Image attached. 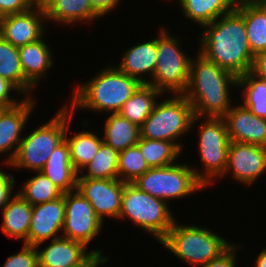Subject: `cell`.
<instances>
[{"instance_id": "32", "label": "cell", "mask_w": 266, "mask_h": 267, "mask_svg": "<svg viewBox=\"0 0 266 267\" xmlns=\"http://www.w3.org/2000/svg\"><path fill=\"white\" fill-rule=\"evenodd\" d=\"M118 158L119 152L103 143L91 162L84 167L87 168V174L78 178L118 179Z\"/></svg>"}, {"instance_id": "35", "label": "cell", "mask_w": 266, "mask_h": 267, "mask_svg": "<svg viewBox=\"0 0 266 267\" xmlns=\"http://www.w3.org/2000/svg\"><path fill=\"white\" fill-rule=\"evenodd\" d=\"M3 267H39L36 247L24 243L21 251L9 256Z\"/></svg>"}, {"instance_id": "18", "label": "cell", "mask_w": 266, "mask_h": 267, "mask_svg": "<svg viewBox=\"0 0 266 267\" xmlns=\"http://www.w3.org/2000/svg\"><path fill=\"white\" fill-rule=\"evenodd\" d=\"M78 241L59 237L43 250L37 249L39 267H72L81 264L91 253Z\"/></svg>"}, {"instance_id": "20", "label": "cell", "mask_w": 266, "mask_h": 267, "mask_svg": "<svg viewBox=\"0 0 266 267\" xmlns=\"http://www.w3.org/2000/svg\"><path fill=\"white\" fill-rule=\"evenodd\" d=\"M41 172L63 193L76 190L78 172L70 159V147L66 139L49 156Z\"/></svg>"}, {"instance_id": "7", "label": "cell", "mask_w": 266, "mask_h": 267, "mask_svg": "<svg viewBox=\"0 0 266 267\" xmlns=\"http://www.w3.org/2000/svg\"><path fill=\"white\" fill-rule=\"evenodd\" d=\"M199 117L194 115L192 105L183 94H177L160 104H155L149 117L140 126V137L173 142L191 128Z\"/></svg>"}, {"instance_id": "5", "label": "cell", "mask_w": 266, "mask_h": 267, "mask_svg": "<svg viewBox=\"0 0 266 267\" xmlns=\"http://www.w3.org/2000/svg\"><path fill=\"white\" fill-rule=\"evenodd\" d=\"M72 114V110L65 106L49 123L23 137L16 156L9 165L17 169L24 167L41 171L54 149L65 140L67 124L70 123Z\"/></svg>"}, {"instance_id": "12", "label": "cell", "mask_w": 266, "mask_h": 267, "mask_svg": "<svg viewBox=\"0 0 266 267\" xmlns=\"http://www.w3.org/2000/svg\"><path fill=\"white\" fill-rule=\"evenodd\" d=\"M125 182L119 179L77 178L76 190L82 194L102 220L104 216L119 218Z\"/></svg>"}, {"instance_id": "43", "label": "cell", "mask_w": 266, "mask_h": 267, "mask_svg": "<svg viewBox=\"0 0 266 267\" xmlns=\"http://www.w3.org/2000/svg\"><path fill=\"white\" fill-rule=\"evenodd\" d=\"M55 0H33L34 7L46 10Z\"/></svg>"}, {"instance_id": "2", "label": "cell", "mask_w": 266, "mask_h": 267, "mask_svg": "<svg viewBox=\"0 0 266 267\" xmlns=\"http://www.w3.org/2000/svg\"><path fill=\"white\" fill-rule=\"evenodd\" d=\"M191 59L189 80L183 94L197 117L223 118L231 109L229 86H237L238 78L202 54Z\"/></svg>"}, {"instance_id": "42", "label": "cell", "mask_w": 266, "mask_h": 267, "mask_svg": "<svg viewBox=\"0 0 266 267\" xmlns=\"http://www.w3.org/2000/svg\"><path fill=\"white\" fill-rule=\"evenodd\" d=\"M109 259L104 258L101 250H94L92 253L79 265L72 267H98L101 263L107 262Z\"/></svg>"}, {"instance_id": "37", "label": "cell", "mask_w": 266, "mask_h": 267, "mask_svg": "<svg viewBox=\"0 0 266 267\" xmlns=\"http://www.w3.org/2000/svg\"><path fill=\"white\" fill-rule=\"evenodd\" d=\"M235 245H230L224 252L218 257L210 260L208 263L200 267H235L236 263V251Z\"/></svg>"}, {"instance_id": "27", "label": "cell", "mask_w": 266, "mask_h": 267, "mask_svg": "<svg viewBox=\"0 0 266 267\" xmlns=\"http://www.w3.org/2000/svg\"><path fill=\"white\" fill-rule=\"evenodd\" d=\"M0 76L11 82L20 93L28 92L34 86L24 77L18 47L8 43L0 36Z\"/></svg>"}, {"instance_id": "34", "label": "cell", "mask_w": 266, "mask_h": 267, "mask_svg": "<svg viewBox=\"0 0 266 267\" xmlns=\"http://www.w3.org/2000/svg\"><path fill=\"white\" fill-rule=\"evenodd\" d=\"M149 169L150 167L140 152L138 145L119 152L118 179L120 181L132 183Z\"/></svg>"}, {"instance_id": "38", "label": "cell", "mask_w": 266, "mask_h": 267, "mask_svg": "<svg viewBox=\"0 0 266 267\" xmlns=\"http://www.w3.org/2000/svg\"><path fill=\"white\" fill-rule=\"evenodd\" d=\"M14 177L12 174L0 170V208H4L11 200V190L14 186Z\"/></svg>"}, {"instance_id": "15", "label": "cell", "mask_w": 266, "mask_h": 267, "mask_svg": "<svg viewBox=\"0 0 266 267\" xmlns=\"http://www.w3.org/2000/svg\"><path fill=\"white\" fill-rule=\"evenodd\" d=\"M41 17L46 20L45 11L34 6L23 13L0 17V36L16 47L36 42L44 34Z\"/></svg>"}, {"instance_id": "44", "label": "cell", "mask_w": 266, "mask_h": 267, "mask_svg": "<svg viewBox=\"0 0 266 267\" xmlns=\"http://www.w3.org/2000/svg\"><path fill=\"white\" fill-rule=\"evenodd\" d=\"M255 267H266V249L258 255Z\"/></svg>"}, {"instance_id": "17", "label": "cell", "mask_w": 266, "mask_h": 267, "mask_svg": "<svg viewBox=\"0 0 266 267\" xmlns=\"http://www.w3.org/2000/svg\"><path fill=\"white\" fill-rule=\"evenodd\" d=\"M35 101L31 97L20 100L19 104L10 108H3L0 112V154L14 148L5 159L7 166L13 161L22 140L20 134L27 123V119L34 109ZM16 145V146H14Z\"/></svg>"}, {"instance_id": "40", "label": "cell", "mask_w": 266, "mask_h": 267, "mask_svg": "<svg viewBox=\"0 0 266 267\" xmlns=\"http://www.w3.org/2000/svg\"><path fill=\"white\" fill-rule=\"evenodd\" d=\"M251 73L257 78L266 81V51L254 56Z\"/></svg>"}, {"instance_id": "10", "label": "cell", "mask_w": 266, "mask_h": 267, "mask_svg": "<svg viewBox=\"0 0 266 267\" xmlns=\"http://www.w3.org/2000/svg\"><path fill=\"white\" fill-rule=\"evenodd\" d=\"M199 129V153L206 169L204 186H208L212 178L224 174L230 139L224 118L207 117Z\"/></svg>"}, {"instance_id": "22", "label": "cell", "mask_w": 266, "mask_h": 267, "mask_svg": "<svg viewBox=\"0 0 266 267\" xmlns=\"http://www.w3.org/2000/svg\"><path fill=\"white\" fill-rule=\"evenodd\" d=\"M45 43L41 38L36 42L18 47L24 77L34 87L54 62L49 46Z\"/></svg>"}, {"instance_id": "8", "label": "cell", "mask_w": 266, "mask_h": 267, "mask_svg": "<svg viewBox=\"0 0 266 267\" xmlns=\"http://www.w3.org/2000/svg\"><path fill=\"white\" fill-rule=\"evenodd\" d=\"M139 190L168 202L205 188L204 174L187 164L154 167L132 182Z\"/></svg>"}, {"instance_id": "13", "label": "cell", "mask_w": 266, "mask_h": 267, "mask_svg": "<svg viewBox=\"0 0 266 267\" xmlns=\"http://www.w3.org/2000/svg\"><path fill=\"white\" fill-rule=\"evenodd\" d=\"M237 181L252 184L266 171V147L230 141L227 166Z\"/></svg>"}, {"instance_id": "26", "label": "cell", "mask_w": 266, "mask_h": 267, "mask_svg": "<svg viewBox=\"0 0 266 267\" xmlns=\"http://www.w3.org/2000/svg\"><path fill=\"white\" fill-rule=\"evenodd\" d=\"M162 93L149 84H141L118 112L139 127L149 117Z\"/></svg>"}, {"instance_id": "45", "label": "cell", "mask_w": 266, "mask_h": 267, "mask_svg": "<svg viewBox=\"0 0 266 267\" xmlns=\"http://www.w3.org/2000/svg\"><path fill=\"white\" fill-rule=\"evenodd\" d=\"M263 3H264V5L266 6V0H261Z\"/></svg>"}, {"instance_id": "14", "label": "cell", "mask_w": 266, "mask_h": 267, "mask_svg": "<svg viewBox=\"0 0 266 267\" xmlns=\"http://www.w3.org/2000/svg\"><path fill=\"white\" fill-rule=\"evenodd\" d=\"M65 221V193L60 198L32 206V216L27 244L39 245L62 236H55L63 229Z\"/></svg>"}, {"instance_id": "41", "label": "cell", "mask_w": 266, "mask_h": 267, "mask_svg": "<svg viewBox=\"0 0 266 267\" xmlns=\"http://www.w3.org/2000/svg\"><path fill=\"white\" fill-rule=\"evenodd\" d=\"M120 0H89L94 11L102 17L117 6Z\"/></svg>"}, {"instance_id": "31", "label": "cell", "mask_w": 266, "mask_h": 267, "mask_svg": "<svg viewBox=\"0 0 266 267\" xmlns=\"http://www.w3.org/2000/svg\"><path fill=\"white\" fill-rule=\"evenodd\" d=\"M137 145L150 168L174 164L181 151L173 142L164 140L140 137Z\"/></svg>"}, {"instance_id": "21", "label": "cell", "mask_w": 266, "mask_h": 267, "mask_svg": "<svg viewBox=\"0 0 266 267\" xmlns=\"http://www.w3.org/2000/svg\"><path fill=\"white\" fill-rule=\"evenodd\" d=\"M157 62V38L140 43L128 49L123 55L118 69L129 77L137 79L142 84H148L141 75L150 72L153 78Z\"/></svg>"}, {"instance_id": "29", "label": "cell", "mask_w": 266, "mask_h": 267, "mask_svg": "<svg viewBox=\"0 0 266 267\" xmlns=\"http://www.w3.org/2000/svg\"><path fill=\"white\" fill-rule=\"evenodd\" d=\"M68 130L69 123L67 124L65 139L70 147L71 163L79 173L81 172L80 170H84V167L91 162L104 142L94 132L87 131L76 133V135L69 139L67 138Z\"/></svg>"}, {"instance_id": "3", "label": "cell", "mask_w": 266, "mask_h": 267, "mask_svg": "<svg viewBox=\"0 0 266 267\" xmlns=\"http://www.w3.org/2000/svg\"><path fill=\"white\" fill-rule=\"evenodd\" d=\"M101 72V73H100ZM95 78L80 85L72 96V112L77 108L94 111H110L118 113L123 104L142 84L137 79L129 77L117 67H109L100 71Z\"/></svg>"}, {"instance_id": "36", "label": "cell", "mask_w": 266, "mask_h": 267, "mask_svg": "<svg viewBox=\"0 0 266 267\" xmlns=\"http://www.w3.org/2000/svg\"><path fill=\"white\" fill-rule=\"evenodd\" d=\"M33 0H0V17L30 10Z\"/></svg>"}, {"instance_id": "23", "label": "cell", "mask_w": 266, "mask_h": 267, "mask_svg": "<svg viewBox=\"0 0 266 267\" xmlns=\"http://www.w3.org/2000/svg\"><path fill=\"white\" fill-rule=\"evenodd\" d=\"M2 216V232L14 239H24V243L27 244L32 216V205L17 193L2 209Z\"/></svg>"}, {"instance_id": "4", "label": "cell", "mask_w": 266, "mask_h": 267, "mask_svg": "<svg viewBox=\"0 0 266 267\" xmlns=\"http://www.w3.org/2000/svg\"><path fill=\"white\" fill-rule=\"evenodd\" d=\"M178 259L198 267L218 257L231 244L208 229L194 225H179L176 220L160 241Z\"/></svg>"}, {"instance_id": "16", "label": "cell", "mask_w": 266, "mask_h": 267, "mask_svg": "<svg viewBox=\"0 0 266 267\" xmlns=\"http://www.w3.org/2000/svg\"><path fill=\"white\" fill-rule=\"evenodd\" d=\"M223 118L230 141L266 147V119L243 105L231 107Z\"/></svg>"}, {"instance_id": "11", "label": "cell", "mask_w": 266, "mask_h": 267, "mask_svg": "<svg viewBox=\"0 0 266 267\" xmlns=\"http://www.w3.org/2000/svg\"><path fill=\"white\" fill-rule=\"evenodd\" d=\"M103 221L87 199L74 190L65 193L64 238L83 243L86 247L102 229Z\"/></svg>"}, {"instance_id": "24", "label": "cell", "mask_w": 266, "mask_h": 267, "mask_svg": "<svg viewBox=\"0 0 266 267\" xmlns=\"http://www.w3.org/2000/svg\"><path fill=\"white\" fill-rule=\"evenodd\" d=\"M239 0H179L186 18L201 26L236 9Z\"/></svg>"}, {"instance_id": "25", "label": "cell", "mask_w": 266, "mask_h": 267, "mask_svg": "<svg viewBox=\"0 0 266 267\" xmlns=\"http://www.w3.org/2000/svg\"><path fill=\"white\" fill-rule=\"evenodd\" d=\"M103 142L120 152L137 145L140 139V127L119 113H112L105 123Z\"/></svg>"}, {"instance_id": "1", "label": "cell", "mask_w": 266, "mask_h": 267, "mask_svg": "<svg viewBox=\"0 0 266 267\" xmlns=\"http://www.w3.org/2000/svg\"><path fill=\"white\" fill-rule=\"evenodd\" d=\"M219 20V21H218ZM203 25L199 52L206 59L237 78L251 72L254 55L250 50L243 16L235 9Z\"/></svg>"}, {"instance_id": "19", "label": "cell", "mask_w": 266, "mask_h": 267, "mask_svg": "<svg viewBox=\"0 0 266 267\" xmlns=\"http://www.w3.org/2000/svg\"><path fill=\"white\" fill-rule=\"evenodd\" d=\"M236 10L243 16L247 39L255 56L266 51V6L261 0H239Z\"/></svg>"}, {"instance_id": "28", "label": "cell", "mask_w": 266, "mask_h": 267, "mask_svg": "<svg viewBox=\"0 0 266 267\" xmlns=\"http://www.w3.org/2000/svg\"><path fill=\"white\" fill-rule=\"evenodd\" d=\"M46 20H53L65 24L76 21H90L100 17L92 8L89 0H55L45 10Z\"/></svg>"}, {"instance_id": "6", "label": "cell", "mask_w": 266, "mask_h": 267, "mask_svg": "<svg viewBox=\"0 0 266 267\" xmlns=\"http://www.w3.org/2000/svg\"><path fill=\"white\" fill-rule=\"evenodd\" d=\"M167 202L126 183L122 194L119 218H130L136 226L151 233L160 242L173 226L175 219Z\"/></svg>"}, {"instance_id": "33", "label": "cell", "mask_w": 266, "mask_h": 267, "mask_svg": "<svg viewBox=\"0 0 266 267\" xmlns=\"http://www.w3.org/2000/svg\"><path fill=\"white\" fill-rule=\"evenodd\" d=\"M18 194L30 205L35 206L60 198L63 192L47 176L38 171L37 176L24 183Z\"/></svg>"}, {"instance_id": "30", "label": "cell", "mask_w": 266, "mask_h": 267, "mask_svg": "<svg viewBox=\"0 0 266 267\" xmlns=\"http://www.w3.org/2000/svg\"><path fill=\"white\" fill-rule=\"evenodd\" d=\"M237 86L243 89L244 104L242 105L255 116L266 119V81L247 72L238 77Z\"/></svg>"}, {"instance_id": "39", "label": "cell", "mask_w": 266, "mask_h": 267, "mask_svg": "<svg viewBox=\"0 0 266 267\" xmlns=\"http://www.w3.org/2000/svg\"><path fill=\"white\" fill-rule=\"evenodd\" d=\"M18 91V89L8 80L0 76V105L4 108L17 106L19 103L10 98L9 92Z\"/></svg>"}, {"instance_id": "9", "label": "cell", "mask_w": 266, "mask_h": 267, "mask_svg": "<svg viewBox=\"0 0 266 267\" xmlns=\"http://www.w3.org/2000/svg\"><path fill=\"white\" fill-rule=\"evenodd\" d=\"M157 38L156 69L148 84L162 94L171 90L173 94H184L189 80L191 59L178 47V39L164 30ZM153 80V81H152Z\"/></svg>"}]
</instances>
